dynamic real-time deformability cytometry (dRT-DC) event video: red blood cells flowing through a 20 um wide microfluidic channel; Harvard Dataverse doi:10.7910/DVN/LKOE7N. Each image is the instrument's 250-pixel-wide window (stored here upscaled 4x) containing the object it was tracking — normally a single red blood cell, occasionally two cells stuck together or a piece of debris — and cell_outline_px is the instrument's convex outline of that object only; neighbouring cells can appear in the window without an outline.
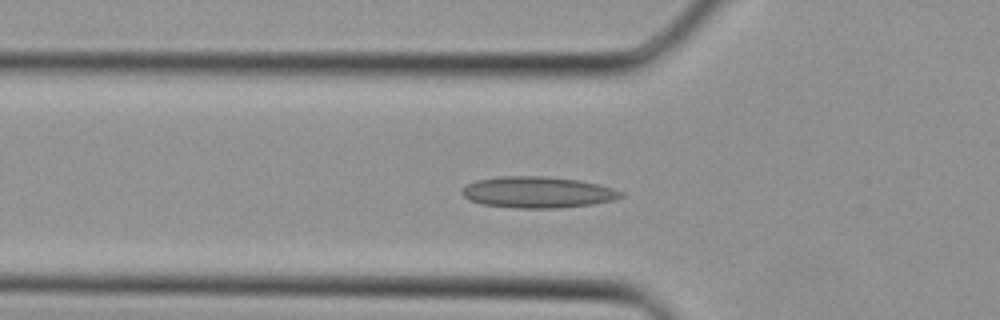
{"species": "Egyptian fruit bat (a non-hibernating species)", "species_latin": "Rousettus aegyptiacus", "temperature_condition": "cold", "stored_images_in_passage": 30, "camera_frame_rate_fps": 3000, "um_per_image_px": 0.085, "animal": {"sex": "female"}, "frame": {"image": 1, "passage_image": 10, "time_ms": 3.0, "image_size_px": [1000, 320], "cell_outline_px": [[624, 196], [612, 200], [592, 204], [560, 208], [516, 208], [484, 204], [468, 200], [460, 192], [460, 188], [476, 180], [500, 176], [544, 176], [580, 180], [600, 184], [624, 192]], "centroid_in_image_um": [45.69, 16.33], "position_along_channel_um": 80.1, "area_um2": 29.13}}
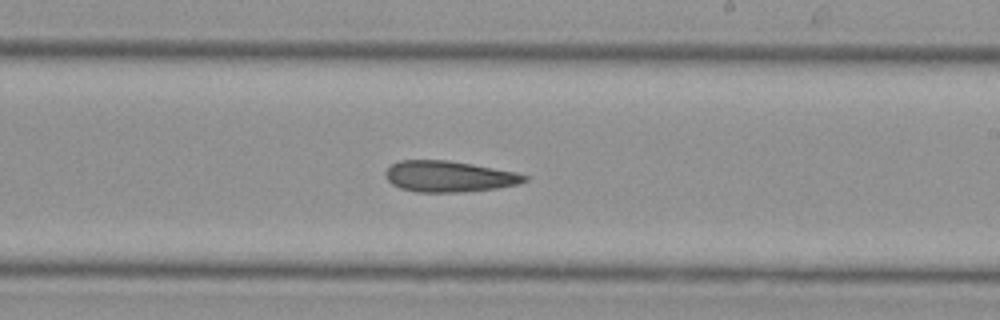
{"frame": {"image": 2, "passage_image": 19, "time_ms": 6.0, "image_size_px": [1000, 320], "cell_outline_px": [[528, 180], [516, 184], [496, 188], [464, 192], [416, 192], [400, 188], [392, 184], [384, 176], [384, 172], [392, 164], [400, 160], [448, 160], [472, 164], [516, 172], [528, 176]], "centroid_in_image_um": [38.13, 15.0], "position_along_channel_um": 250.9, "area_um2": 25.14}}
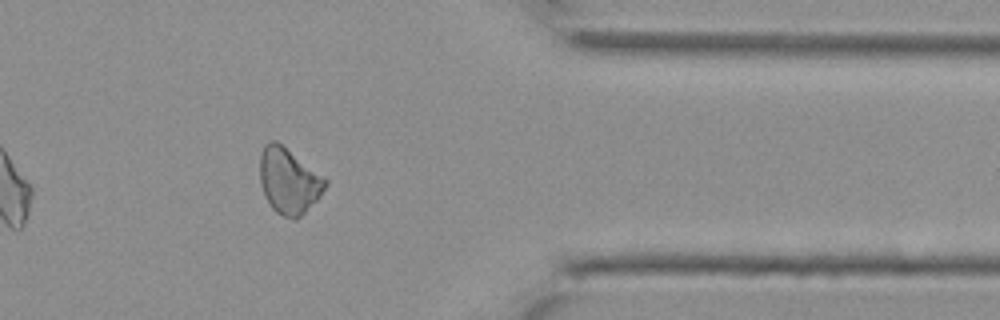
{"frame": {"image": 3, "passage_image": 27, "time_ms": 8.667, "image_size_px": [1000, 320], "cell_outline_px": [[328, 184], [320, 196], [296, 220], [292, 220], [276, 212], [272, 208], [264, 196], [260, 184], [260, 156], [264, 144], [268, 140], [276, 140], [324, 176], [328, 180]], "centroid_in_image_um": [24.54, 15.37], "position_along_channel_um": 386.9, "area_um2": 25.14}}